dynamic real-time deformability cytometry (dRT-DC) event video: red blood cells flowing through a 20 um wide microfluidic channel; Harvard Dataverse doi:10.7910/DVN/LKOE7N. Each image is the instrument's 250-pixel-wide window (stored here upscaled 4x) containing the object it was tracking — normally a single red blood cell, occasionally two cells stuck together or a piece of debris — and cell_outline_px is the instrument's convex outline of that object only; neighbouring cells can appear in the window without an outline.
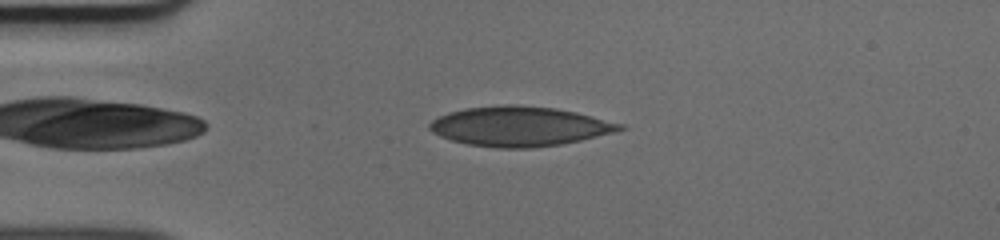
{"species": "human", "species_latin": "Homo sapiens", "temperature_condition": "cold", "stored_images_in_passage": 43, "camera_frame_rate_fps": 3000, "um_per_image_px": 0.085, "donor": {"sex": "male"}, "frame": {"image": 1, "passage_image": 5, "time_ms": 1.333, "image_size_px": [1000, 240], "cell_outline_px": [[628, 128], [616, 132], [580, 140], [560, 144], [532, 148], [496, 148], [468, 144], [452, 140], [440, 136], [432, 132], [428, 128], [428, 124], [432, 120], [448, 112], [464, 108], [516, 104], [556, 108], [576, 112], [624, 124]], "centroid_in_image_um": [44.18, 10.74], "position_along_channel_um": 40.8, "area_um2": 44.04}}
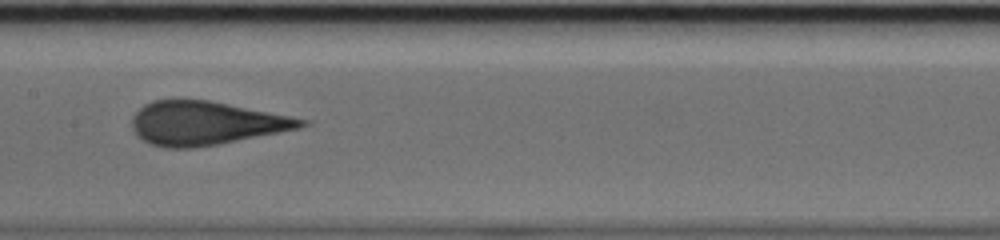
{"frame": {"image": 2, "passage_image": 18, "time_ms": 5.667, "image_size_px": [1000, 240], "cell_outline_px": [[312, 124], [300, 128], [216, 144], [192, 148], [164, 148], [152, 144], [136, 136], [132, 128], [132, 116], [144, 104], [152, 100], [208, 100], [292, 116], [312, 120]], "centroid_in_image_um": [17.5, 10.46], "position_along_channel_um": 189.9, "area_um2": 42.89}}
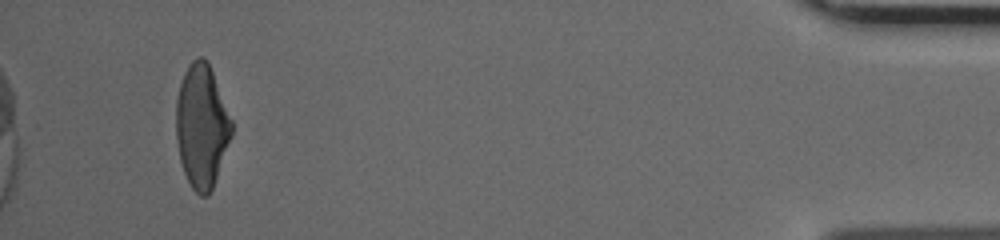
{"frame": {"image": 3, "passage_image": 40, "time_ms": 13.0, "image_size_px": [1000, 240], "cell_outline_px": [[232, 136], [212, 188], [208, 196], [200, 196], [192, 188], [184, 172], [180, 160], [176, 140], [176, 100], [180, 84], [184, 72], [188, 64], [196, 56], [204, 56], [208, 60], [232, 120]], "centroid_in_image_um": [17.14, 10.68], "position_along_channel_um": 418.1, "area_um2": 40.06}}